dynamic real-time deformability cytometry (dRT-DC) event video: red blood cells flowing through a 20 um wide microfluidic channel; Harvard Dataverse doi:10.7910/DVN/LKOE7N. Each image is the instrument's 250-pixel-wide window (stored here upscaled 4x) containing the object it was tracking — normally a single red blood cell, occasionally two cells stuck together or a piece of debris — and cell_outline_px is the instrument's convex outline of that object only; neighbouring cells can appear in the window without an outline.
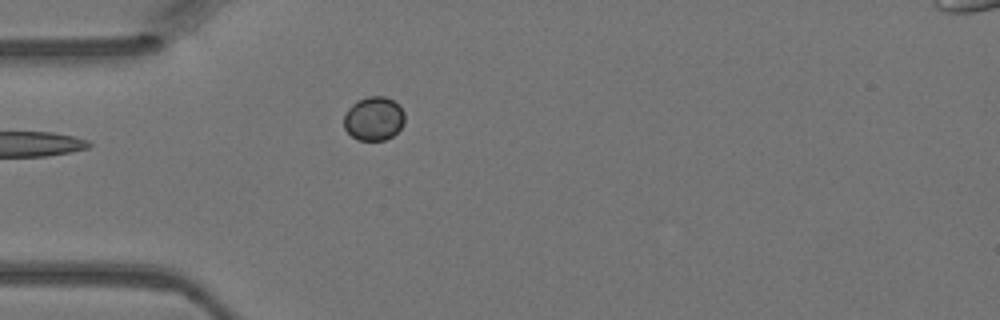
{"species": "Egyptian fruit bat (a non-hibernating species)", "species_latin": "Rousettus aegyptiacus", "temperature_condition": "warm", "stored_images_in_passage": 2, "camera_frame_rate_fps": 3000, "um_per_image_px": 0.085, "animal": {"sex": "female"}, "frame": {"image": 1, "passage_image": 2, "time_ms": 0.333, "image_size_px": [1000, 320], "cell_outline_px": [[404, 124], [392, 136], [384, 140], [356, 140], [344, 128], [344, 116], [348, 108], [352, 104], [368, 96], [384, 96], [392, 100], [404, 112]], "centroid_in_image_um": [31.76, 10.09], "position_along_channel_um": 53.2, "area_um2": 15.37}}